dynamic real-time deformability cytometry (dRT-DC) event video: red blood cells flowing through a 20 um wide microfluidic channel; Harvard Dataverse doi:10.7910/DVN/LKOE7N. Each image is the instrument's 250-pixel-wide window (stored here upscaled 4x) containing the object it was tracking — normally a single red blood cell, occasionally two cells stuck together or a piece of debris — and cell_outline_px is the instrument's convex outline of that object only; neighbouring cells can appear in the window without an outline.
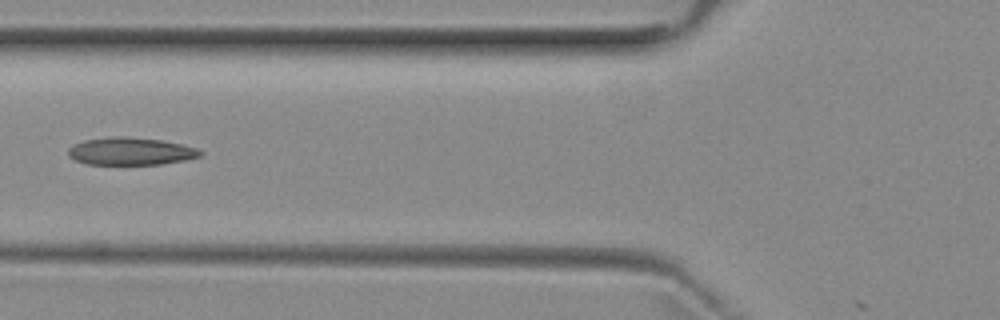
{"species": "common noctule bat (a hibernating species)", "species_latin": "Nyctalus noctula", "temperature_condition": "room temperature", "stored_images_in_passage": 5, "camera_frame_rate_fps": 3000, "um_per_image_px": 0.085, "animal": {"sex": "female", "body_mass_g": 29.2, "forearm_length_mm": 56.3}, "frame": {"image": 1, "passage_image": 5, "time_ms": 6.333, "image_size_px": [1000, 320], "cell_outline_px": [[204, 152], [200, 156], [184, 160], [160, 164], [88, 164], [76, 160], [68, 156], [68, 148], [84, 140], [112, 136], [128, 136], [160, 140], [180, 144], [196, 148]], "centroid_in_image_um": [11.09, 12.85], "position_along_channel_um": 114.7, "area_um2": 21.04}}